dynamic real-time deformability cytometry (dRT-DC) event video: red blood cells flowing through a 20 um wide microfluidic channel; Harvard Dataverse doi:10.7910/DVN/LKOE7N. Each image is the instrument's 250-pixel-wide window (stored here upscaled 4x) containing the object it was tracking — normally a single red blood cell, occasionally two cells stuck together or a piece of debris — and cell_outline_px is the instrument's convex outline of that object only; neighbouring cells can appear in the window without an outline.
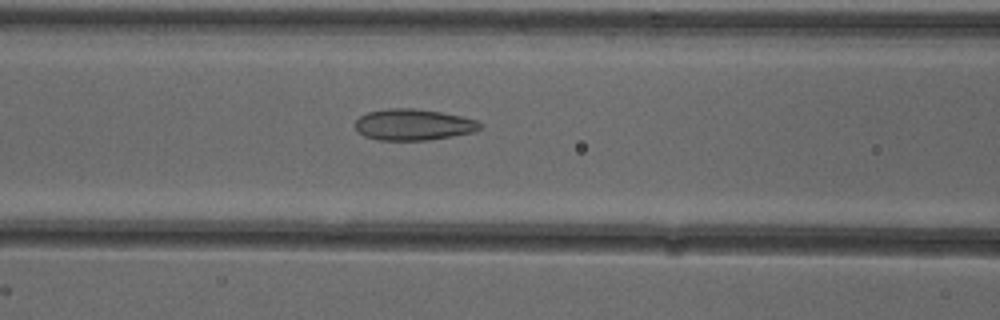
{"species": "common noctule bat (a hibernating species)", "species_latin": "Nyctalus noctula", "temperature_condition": "cold", "stored_images_in_passage": 52, "camera_frame_rate_fps": 3000, "um_per_image_px": 0.085, "animal": {"sex": "female"}, "frame": {"image": 1, "passage_image": 22, "time_ms": 7.0, "image_size_px": [1000, 320], "cell_outline_px": [[484, 124], [480, 128], [472, 132], [452, 136], [428, 140], [376, 140], [364, 136], [356, 128], [356, 120], [360, 116], [368, 112], [388, 108], [416, 108], [444, 112], [476, 120]], "centroid_in_image_um": [35.14, 10.59], "position_along_channel_um": 131.5, "area_um2": 22.77}}
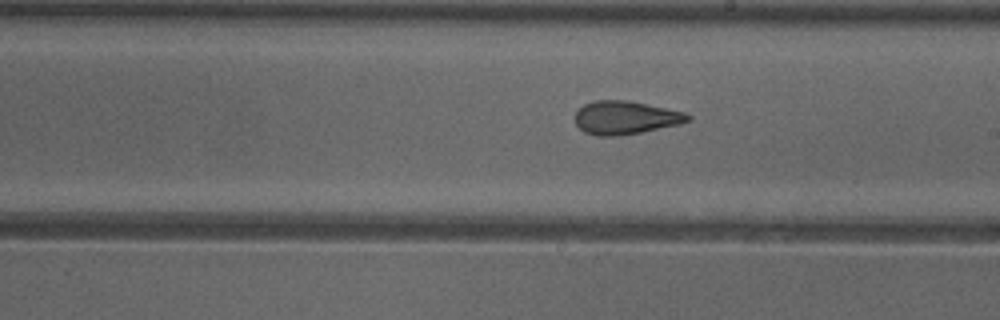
{"frame": {"image": 2, "passage_image": 30, "time_ms": 9.667, "image_size_px": [1000, 320], "cell_outline_px": [[692, 120], [680, 124], [620, 136], [596, 136], [584, 132], [576, 124], [576, 112], [584, 104], [596, 100], [628, 100], [688, 112], [692, 116]], "centroid_in_image_um": [53.21, 10.0], "position_along_channel_um": 235.8, "area_um2": 22.08}}
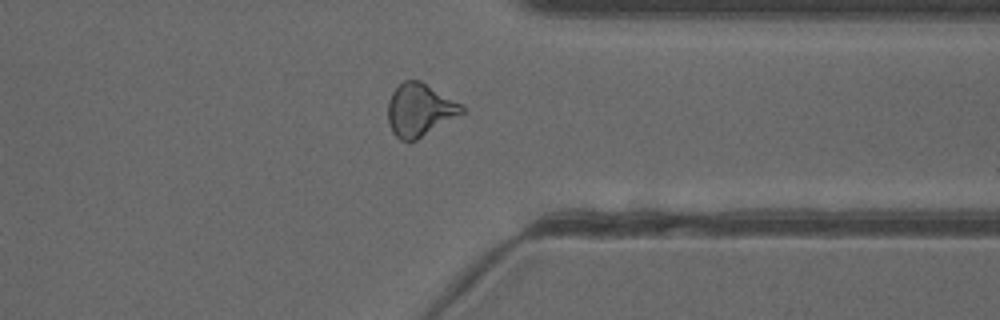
{"frame": {"image": 3, "passage_image": 41, "time_ms": 13.333, "image_size_px": [1000, 320], "cell_outline_px": [[464, 112], [416, 140], [400, 140], [392, 132], [388, 124], [388, 100], [392, 92], [404, 80], [420, 80], [464, 104]], "centroid_in_image_um": [35.67, 9.32], "position_along_channel_um": 375.7, "area_um2": 22.72}, "authors_computed_cell_mechanics": {"area_um2": 22.8599, "velocity_mm_per_s": 3.9135, "shape_relaxation_time_tau1_ms": null, "shape_relaxation_time_tau2_ms": 2.0933, "deformation_change_tau1": null, "deformation_change_tau2": 0.1021}}